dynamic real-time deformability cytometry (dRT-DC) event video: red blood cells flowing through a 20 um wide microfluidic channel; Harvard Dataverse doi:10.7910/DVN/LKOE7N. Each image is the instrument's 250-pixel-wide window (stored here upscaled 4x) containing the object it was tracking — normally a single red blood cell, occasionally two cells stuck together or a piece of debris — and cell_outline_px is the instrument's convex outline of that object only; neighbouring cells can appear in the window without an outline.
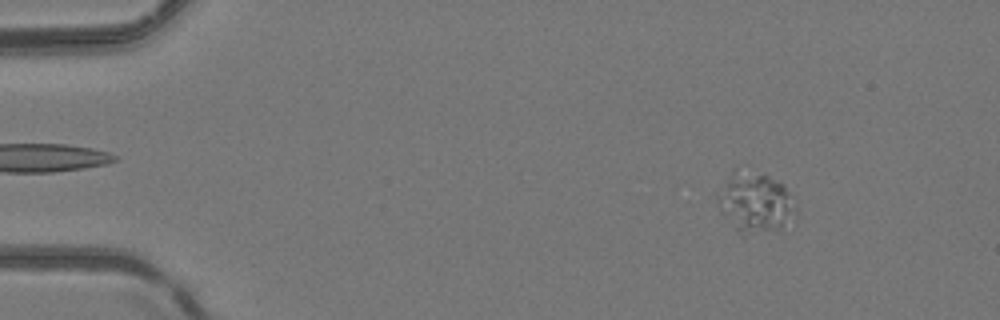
{"species": "common noctule bat (a hibernating species)", "species_latin": "Nyctalus noctula", "temperature_condition": "room temperature", "stored_images_in_passage": 5, "camera_frame_rate_fps": 3000, "um_per_image_px": 0.085, "animal": {"sex": "female", "body_mass_g": 24.6, "forearm_length_mm": 56.2}, "frame": {"image": 1, "passage_image": 2, "time_ms": 1.333, "image_size_px": [1000, 320], "cell_outline_px": [[796, 220], [780, 228], [744, 236], [740, 236], [736, 232], [720, 212], [716, 200], [716, 196], [732, 168], [736, 168], [768, 176], [780, 184], [784, 188], [796, 212]], "centroid_in_image_um": [64.1, 17.26], "position_along_channel_um": 20.9, "area_um2": 27.46}}
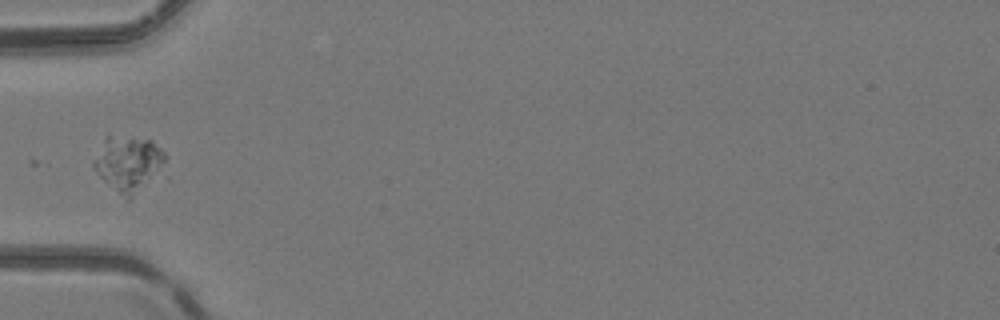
{"frame": {"image": 2, "passage_image": 5, "time_ms": 4.667, "image_size_px": [1000, 320], "cell_outline_px": [[164, 160], [132, 196], [128, 200], [100, 176], [92, 164], [104, 136], [108, 132], [152, 140], [164, 152]], "centroid_in_image_um": [10.8, 13.75], "position_along_channel_um": 74.2, "area_um2": 21.96}}